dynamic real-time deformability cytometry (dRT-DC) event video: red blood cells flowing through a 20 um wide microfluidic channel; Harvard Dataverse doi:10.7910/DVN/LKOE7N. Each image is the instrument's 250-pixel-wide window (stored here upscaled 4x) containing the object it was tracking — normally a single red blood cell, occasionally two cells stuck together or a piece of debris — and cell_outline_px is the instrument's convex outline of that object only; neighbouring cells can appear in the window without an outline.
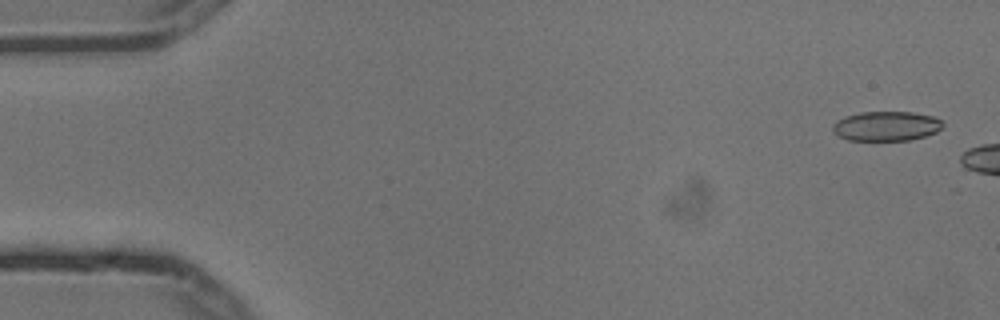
{"species": "common noctule bat (a hibernating species)", "species_latin": "Nyctalus noctula", "temperature_condition": "cold", "stored_images_in_passage": 2, "camera_frame_rate_fps": 3000, "um_per_image_px": 0.085, "animal": {"sex": "male", "body_mass_g": 13.3}, "frame": {"image": 1, "passage_image": 1, "time_ms": 0.0, "image_size_px": [1000, 320], "cell_outline_px": [[944, 124], [936, 132], [924, 136], [908, 140], [848, 140], [840, 136], [832, 128], [836, 120], [844, 116], [860, 112], [912, 112], [932, 116], [940, 120]], "centroid_in_image_um": [75.32, 10.71], "position_along_channel_um": 9.7, "area_um2": 18.79}}